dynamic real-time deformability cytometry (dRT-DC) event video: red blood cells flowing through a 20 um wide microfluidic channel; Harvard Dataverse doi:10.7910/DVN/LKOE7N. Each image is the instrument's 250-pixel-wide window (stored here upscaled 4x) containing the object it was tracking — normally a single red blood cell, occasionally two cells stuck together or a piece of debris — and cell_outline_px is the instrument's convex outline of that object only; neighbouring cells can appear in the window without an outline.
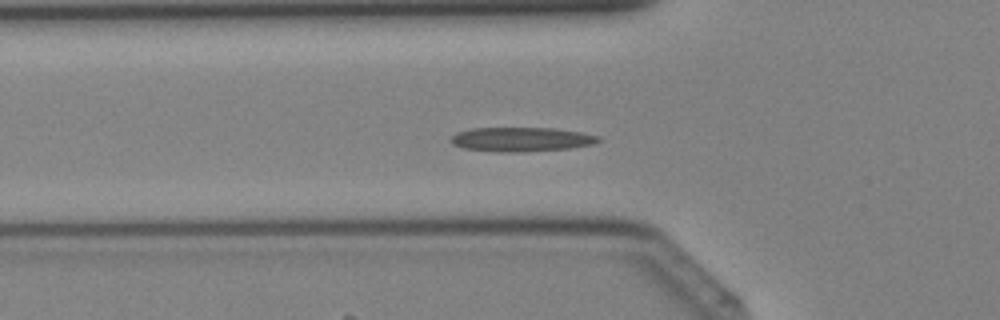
{"species": "Egyptian fruit bat (a non-hibernating species)", "species_latin": "Rousettus aegyptiacus", "temperature_condition": "cold", "stored_images_in_passage": 35, "camera_frame_rate_fps": 3000, "um_per_image_px": 0.085, "animal": {"sex": "female"}, "frame": {"image": 1, "passage_image": 8, "time_ms": 2.333, "image_size_px": [1000, 320], "cell_outline_px": [[604, 140], [592, 144], [568, 148], [524, 152], [500, 152], [464, 148], [452, 144], [448, 140], [456, 132], [472, 128], [552, 128], [580, 132], [600, 136]], "centroid_in_image_um": [44.3, 11.84], "position_along_channel_um": 81.5, "area_um2": 20.92}}
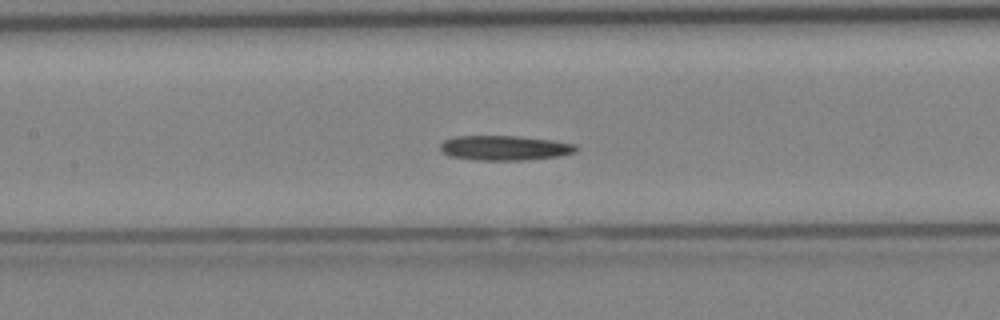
{"frame": {"image": 2, "passage_image": 13, "time_ms": 4.0, "image_size_px": [1000, 320], "cell_outline_px": [[580, 148], [576, 152], [560, 156], [524, 160], [480, 160], [448, 156], [440, 148], [440, 144], [444, 140], [456, 136], [516, 136], [552, 140], [576, 144]], "centroid_in_image_um": [42.93, 12.57], "position_along_channel_um": 164.5, "area_um2": 19.65}}
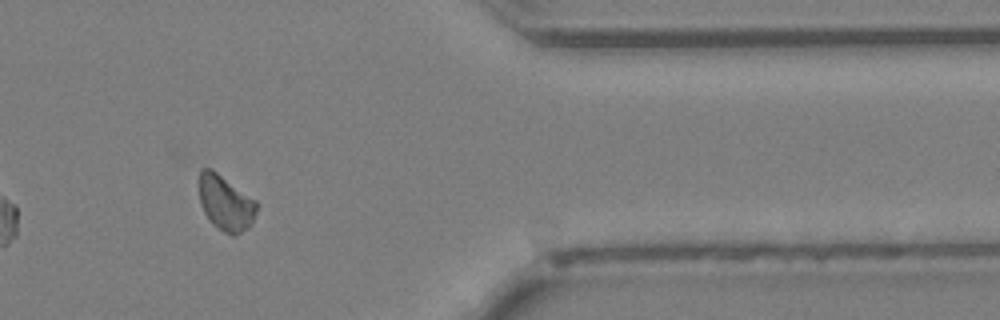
{"frame": {"image": 3, "passage_image": 28, "time_ms": 9.0, "image_size_px": [1000, 320], "cell_outline_px": [[256, 212], [252, 224], [248, 228], [232, 236], [216, 228], [212, 224], [204, 212], [200, 200], [200, 168], [212, 168], [256, 200]], "centroid_in_image_um": [19.18, 17.25], "position_along_channel_um": 392.2, "area_um2": 18.5}}